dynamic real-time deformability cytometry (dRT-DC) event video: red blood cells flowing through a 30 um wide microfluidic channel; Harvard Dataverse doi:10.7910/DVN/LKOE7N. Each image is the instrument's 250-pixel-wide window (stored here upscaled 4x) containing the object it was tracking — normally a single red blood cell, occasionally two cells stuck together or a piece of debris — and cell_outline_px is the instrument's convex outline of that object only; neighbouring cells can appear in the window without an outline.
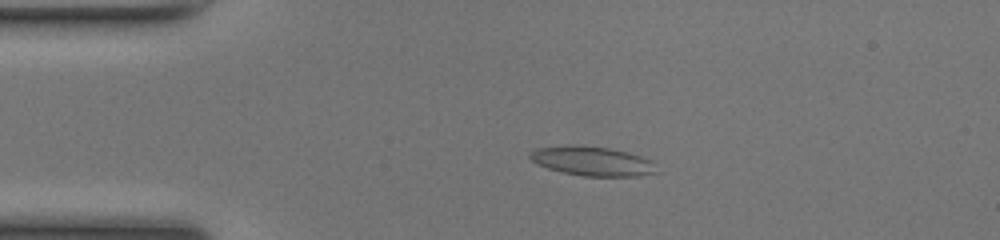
{"species": "common noctule bat (a hibernating species)", "species_latin": "Nyctalus noctula", "temperature_condition": "room temperature", "stored_images_in_passage": 50, "camera_frame_rate_fps": 3000, "um_per_image_px": 0.085, "animal": {"sex": "female", "body_mass_g": 17.0, "forearm_length_mm": 48.0}, "frame": {"image": 1, "passage_image": 11, "time_ms": 3.333, "image_size_px": [1000, 240], "cell_outline_px": [[656, 172], [636, 176], [584, 176], [560, 172], [536, 164], [528, 156], [536, 148], [608, 148], [628, 152], [640, 156], [648, 160]], "centroid_in_image_um": [50.33, 13.75], "position_along_channel_um": 34.7, "area_um2": 20.29}}
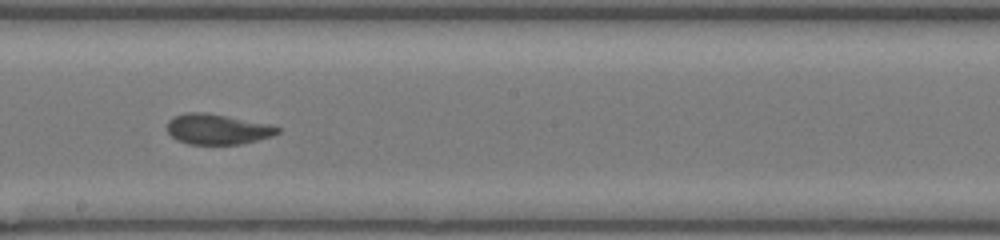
{"frame": {"image": 2, "passage_image": 28, "time_ms": 9.0, "image_size_px": [1000, 240], "cell_outline_px": [[280, 132], [272, 136], [240, 144], [188, 144], [176, 140], [168, 132], [168, 120], [172, 116], [184, 112], [208, 112], [268, 124], [280, 128]], "centroid_in_image_um": [18.44, 10.97], "position_along_channel_um": 229.8, "area_um2": 19.59}}
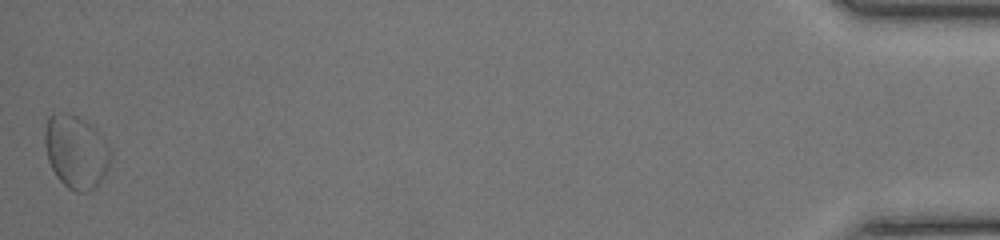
{"frame": {"image": 3, "passage_image": 50, "time_ms": 16.333, "image_size_px": [1000, 240], "cell_outline_px": [[108, 164], [104, 176], [100, 184], [88, 192], [76, 192], [68, 188], [56, 176], [48, 160], [44, 144], [44, 128], [48, 116], [52, 112], [64, 112], [76, 116], [84, 120], [96, 128], [104, 140], [108, 148]], "centroid_in_image_um": [6.41, 12.88], "position_along_channel_um": 428.8, "area_um2": 28.03}, "authors_computed_cell_mechanics": {"area_um2": 19.652, "velocity_mm_per_s": 4.1237, "shape_relaxation_time_tau1_ms": 4.3219, "shape_relaxation_time_tau2_ms": 1.6597, "deformation_change_tau1": 0.1323, "deformation_change_tau2": 0.0848}}